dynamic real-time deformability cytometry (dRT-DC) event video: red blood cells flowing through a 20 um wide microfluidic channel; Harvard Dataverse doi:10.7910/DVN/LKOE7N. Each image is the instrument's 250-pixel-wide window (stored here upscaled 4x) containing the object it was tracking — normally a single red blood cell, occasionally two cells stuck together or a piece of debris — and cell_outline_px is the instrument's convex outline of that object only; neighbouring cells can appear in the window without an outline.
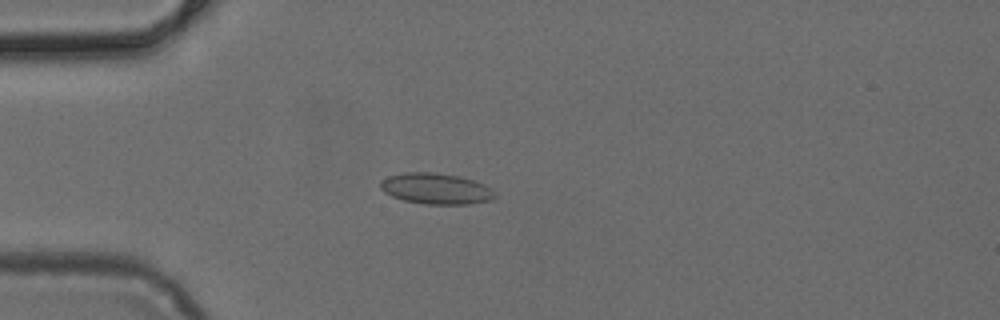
{"species": "common noctule bat (a hibernating species)", "species_latin": "Nyctalus noctula", "temperature_condition": "cold", "stored_images_in_passage": 3, "camera_frame_rate_fps": 3000, "um_per_image_px": 0.085, "animal": {"sex": "female", "body_mass_g": 24.6, "forearm_length_mm": 56.2}, "frame": {"image": 1, "passage_image": 3, "time_ms": 0.667, "image_size_px": [1000, 320], "cell_outline_px": [[496, 196], [492, 200], [468, 204], [424, 204], [404, 200], [392, 196], [384, 192], [380, 188], [380, 180], [388, 176], [404, 172], [432, 172], [456, 176], [472, 180], [484, 184], [492, 188]], "centroid_in_image_um": [37.04, 16.04], "position_along_channel_um": 48.0, "area_um2": 20.63}}